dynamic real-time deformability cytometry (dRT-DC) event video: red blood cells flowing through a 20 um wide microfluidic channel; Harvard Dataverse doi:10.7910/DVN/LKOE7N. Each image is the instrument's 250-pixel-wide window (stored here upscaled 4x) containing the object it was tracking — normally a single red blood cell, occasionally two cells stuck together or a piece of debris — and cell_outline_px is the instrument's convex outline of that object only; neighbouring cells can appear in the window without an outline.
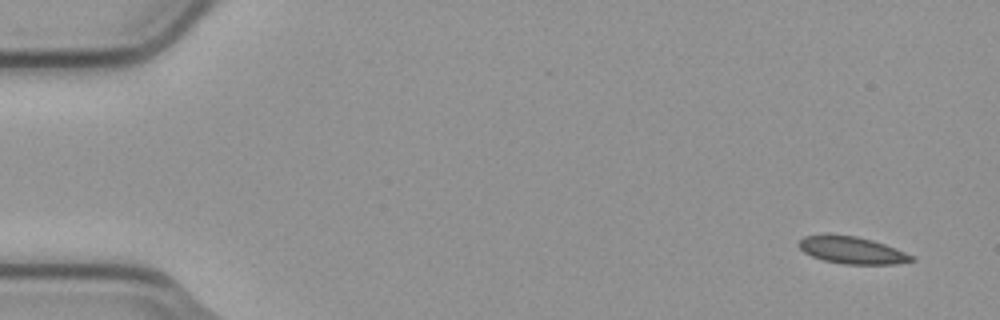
{"species": "common noctule bat (a hibernating species)", "species_latin": "Nyctalus noctula", "temperature_condition": "cold", "stored_images_in_passage": 8, "camera_frame_rate_fps": 3000, "um_per_image_px": 0.085, "animal": {"sex": "male", "body_mass_g": 23.1, "forearm_length_mm": 52.7}, "frame": {"image": 1, "passage_image": 1, "time_ms": 0.0, "image_size_px": [1000, 320], "cell_outline_px": [[916, 260], [896, 264], [844, 264], [824, 260], [812, 256], [804, 252], [800, 248], [800, 240], [804, 236], [856, 236], [872, 240], [896, 248], [916, 256]], "centroid_in_image_um": [72.52, 21.3], "position_along_channel_um": 12.5, "area_um2": 17.4}}
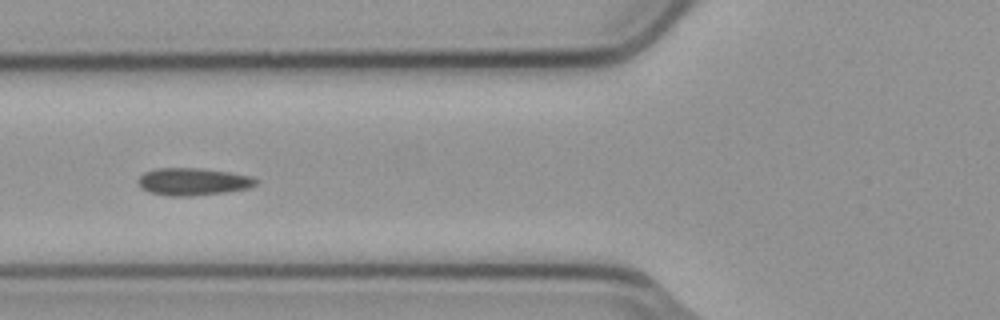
{"frame": {"image": 2, "passage_image": 6, "time_ms": 1.667, "image_size_px": [1000, 320], "cell_outline_px": [[260, 180], [256, 184], [248, 188], [228, 192], [192, 196], [168, 196], [148, 192], [140, 188], [136, 180], [144, 172], [156, 168], [200, 168], [228, 172], [252, 176]], "centroid_in_image_um": [16.39, 15.44], "position_along_channel_um": 109.4, "area_um2": 19.07}}
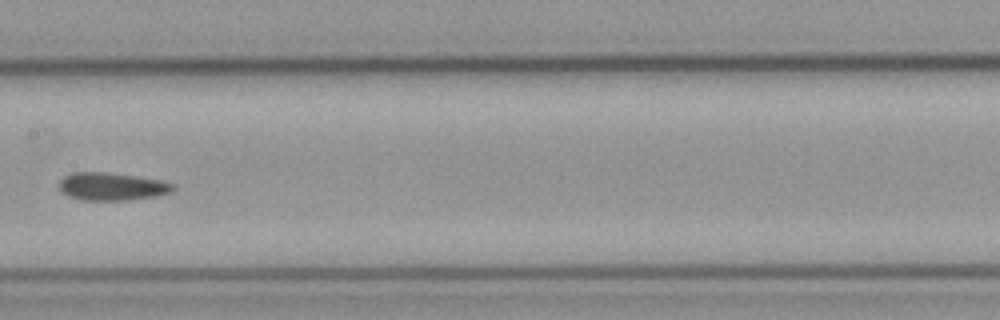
{"frame": {"image": 3, "passage_image": 8, "time_ms": 2.333, "image_size_px": [1000, 320], "cell_outline_px": [[176, 188], [172, 192], [156, 196], [128, 200], [80, 200], [68, 196], [60, 192], [60, 180], [64, 176], [72, 172], [104, 172], [136, 176], [164, 180], [176, 184]], "centroid_in_image_um": [9.54, 15.85], "position_along_channel_um": 197.9, "area_um2": 18.73}}